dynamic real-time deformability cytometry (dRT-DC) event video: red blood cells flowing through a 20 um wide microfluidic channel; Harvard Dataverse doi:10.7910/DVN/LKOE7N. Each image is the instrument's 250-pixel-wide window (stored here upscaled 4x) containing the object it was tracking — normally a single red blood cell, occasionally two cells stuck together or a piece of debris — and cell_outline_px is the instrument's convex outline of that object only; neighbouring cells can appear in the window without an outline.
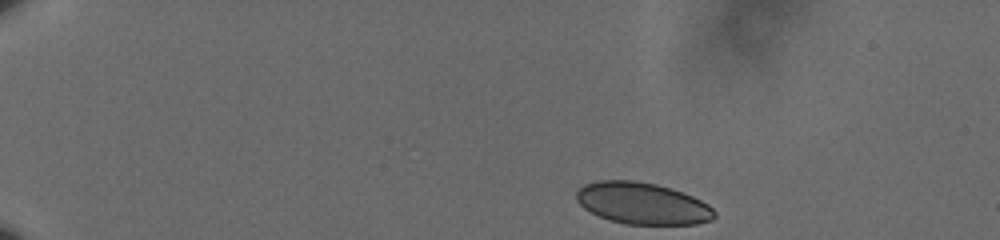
{"species": "human", "species_latin": "Homo sapiens", "temperature_condition": "cold", "stored_images_in_passage": 49, "camera_frame_rate_fps": 3000, "um_per_image_px": 0.085, "donor": {"sex": "male"}, "frame": {"image": 1, "passage_image": 1, "time_ms": 0.0, "image_size_px": [1000, 240], "cell_outline_px": [[716, 216], [712, 220], [696, 224], [624, 224], [608, 220], [584, 208], [576, 200], [576, 192], [584, 184], [596, 180], [632, 180], [656, 184], [672, 188], [684, 192], [708, 204], [716, 212]], "centroid_in_image_um": [54.61, 17.28], "position_along_channel_um": 30.4, "area_um2": 33.7}}
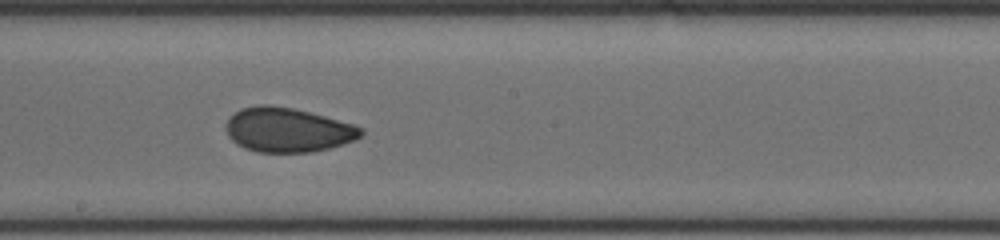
{"frame": {"image": 2, "passage_image": 26, "time_ms": 8.333, "image_size_px": [1000, 240], "cell_outline_px": [[364, 132], [356, 140], [328, 148], [312, 152], [260, 152], [244, 148], [236, 144], [228, 136], [224, 128], [228, 120], [240, 108], [260, 104], [268, 104], [292, 108], [324, 116], [352, 124], [364, 128]], "centroid_in_image_um": [24.44, 11.04], "position_along_channel_um": 223.8, "area_um2": 34.85}}
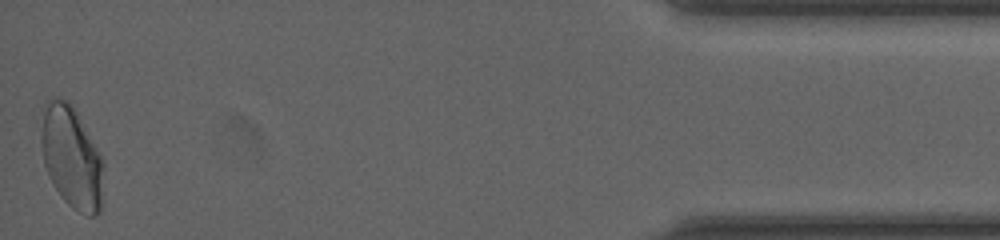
{"frame": {"image": 3, "passage_image": 49, "time_ms": 16.0, "image_size_px": [1000, 240], "cell_outline_px": [[104, 168], [100, 212], [92, 216], [88, 216], [72, 208], [60, 196], [48, 176], [44, 164], [40, 140], [40, 136], [44, 100], [52, 96], [56, 96], [68, 100], [72, 104], [104, 160]], "centroid_in_image_um": [6.06, 13.33], "position_along_channel_um": 429.1, "area_um2": 37.74}, "authors_computed_cell_mechanics": {"area_um2": 35.0846, "velocity_mm_per_s": 3.5943, "shape_relaxation_time_tau1_ms": null, "shape_relaxation_time_tau2_ms": 1.092, "deformation_change_tau1": null, "deformation_change_tau2": 0.0475}}